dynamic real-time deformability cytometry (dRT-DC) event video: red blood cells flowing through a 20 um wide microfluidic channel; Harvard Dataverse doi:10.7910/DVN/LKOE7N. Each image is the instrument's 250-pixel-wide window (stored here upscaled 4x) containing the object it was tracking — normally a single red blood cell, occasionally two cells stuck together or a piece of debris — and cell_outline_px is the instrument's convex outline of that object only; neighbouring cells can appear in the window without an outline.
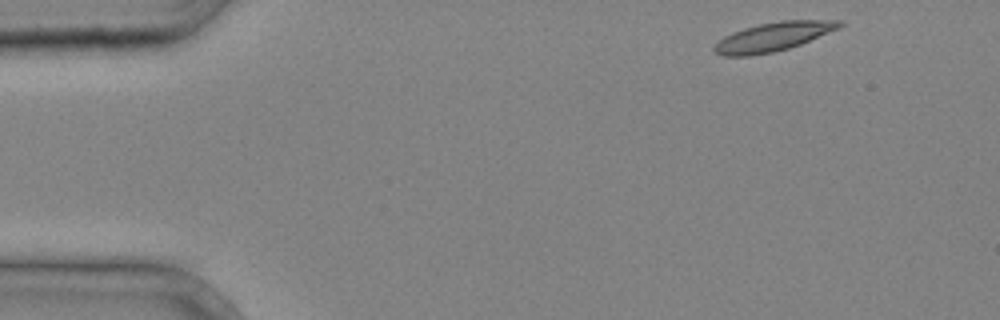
{"species": "common noctule bat (a hibernating species)", "species_latin": "Nyctalus noctula", "temperature_condition": "cold", "stored_images_in_passage": 3, "camera_frame_rate_fps": 3000, "um_per_image_px": 0.085, "animal": {"sex": "male", "body_mass_g": 20.4}, "frame": {"image": 1, "passage_image": 1, "time_ms": 0.0, "image_size_px": [1000, 320], "cell_outline_px": [[844, 24], [840, 28], [800, 44], [788, 48], [772, 52], [748, 56], [724, 56], [716, 52], [712, 48], [724, 36], [732, 32], [744, 28], [760, 24], [780, 20], [844, 20]], "centroid_in_image_um": [65.75, 3.11], "position_along_channel_um": 19.3, "area_um2": 20.92}}
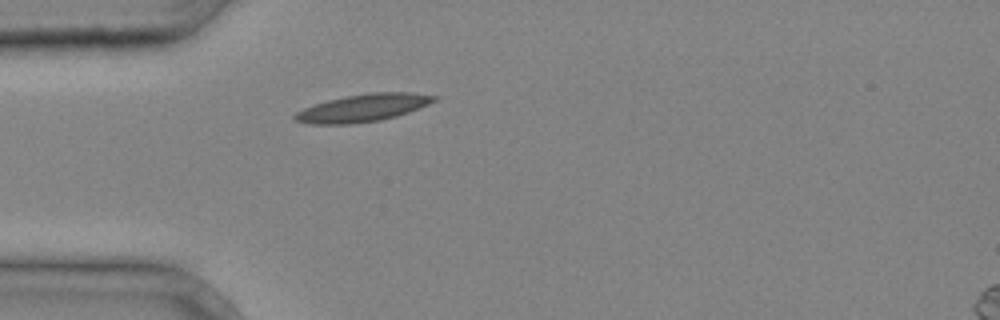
{"frame": {"image": 2, "passage_image": 3, "time_ms": 0.667, "image_size_px": [1000, 320], "cell_outline_px": [[440, 96], [436, 100], [428, 104], [408, 112], [396, 116], [380, 120], [348, 124], [312, 124], [296, 120], [292, 116], [296, 112], [304, 108], [328, 100], [368, 92], [412, 92]], "centroid_in_image_um": [30.89, 9.16], "position_along_channel_um": 54.1, "area_um2": 22.14}}